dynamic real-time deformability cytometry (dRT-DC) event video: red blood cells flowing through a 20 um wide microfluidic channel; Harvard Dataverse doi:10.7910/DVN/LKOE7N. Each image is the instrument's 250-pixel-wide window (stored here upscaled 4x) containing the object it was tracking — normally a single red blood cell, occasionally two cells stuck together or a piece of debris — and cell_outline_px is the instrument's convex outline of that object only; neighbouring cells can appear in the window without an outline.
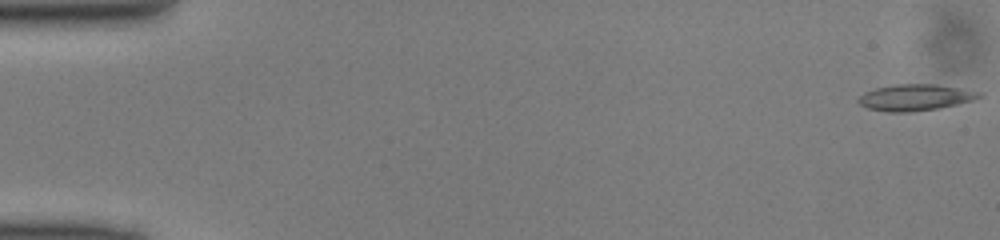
{"species": "common noctule bat (a hibernating species)", "species_latin": "Nyctalus noctula", "temperature_condition": "cold", "stored_images_in_passage": 49, "camera_frame_rate_fps": 3000, "um_per_image_px": 0.085, "animal": {"sex": "male", "body_mass_g": 13.0, "forearm_length_mm": 53.1}, "frame": {"image": 1, "passage_image": 1, "time_ms": 0.0, "image_size_px": [1000, 240], "cell_outline_px": [[984, 96], [972, 100], [940, 108], [912, 112], [888, 112], [868, 108], [860, 104], [856, 100], [864, 92], [876, 88], [896, 84], [936, 84], [980, 92]], "centroid_in_image_um": [77.77, 8.29], "position_along_channel_um": 7.2, "area_um2": 18.44}}
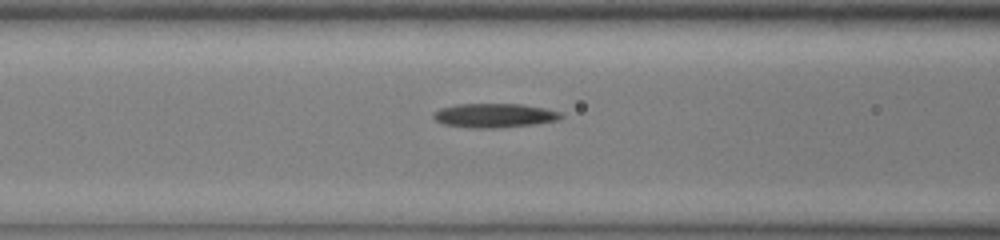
{"frame": {"image": 2, "passage_image": 20, "time_ms": 6.333, "image_size_px": [1000, 240], "cell_outline_px": [[564, 116], [556, 120], [532, 124], [500, 128], [468, 128], [444, 124], [436, 120], [432, 116], [432, 112], [440, 108], [456, 104], [524, 104], [544, 108], [560, 112]], "centroid_in_image_um": [41.97, 9.81], "position_along_channel_um": 124.6, "area_um2": 17.98}}
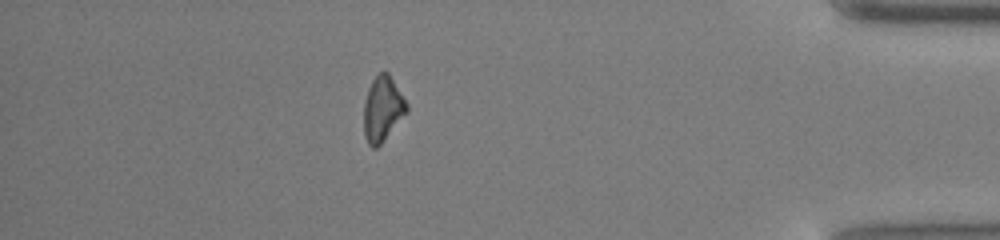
{"frame": {"image": 3, "passage_image": 43, "time_ms": 14.0, "image_size_px": [1000, 240], "cell_outline_px": [[408, 112], [380, 144], [376, 148], [372, 148], [368, 144], [364, 136], [364, 100], [368, 88], [372, 80], [380, 72], [388, 72], [408, 104]], "centroid_in_image_um": [32.52, 9.26], "position_along_channel_um": 402.7, "area_um2": 16.24}}